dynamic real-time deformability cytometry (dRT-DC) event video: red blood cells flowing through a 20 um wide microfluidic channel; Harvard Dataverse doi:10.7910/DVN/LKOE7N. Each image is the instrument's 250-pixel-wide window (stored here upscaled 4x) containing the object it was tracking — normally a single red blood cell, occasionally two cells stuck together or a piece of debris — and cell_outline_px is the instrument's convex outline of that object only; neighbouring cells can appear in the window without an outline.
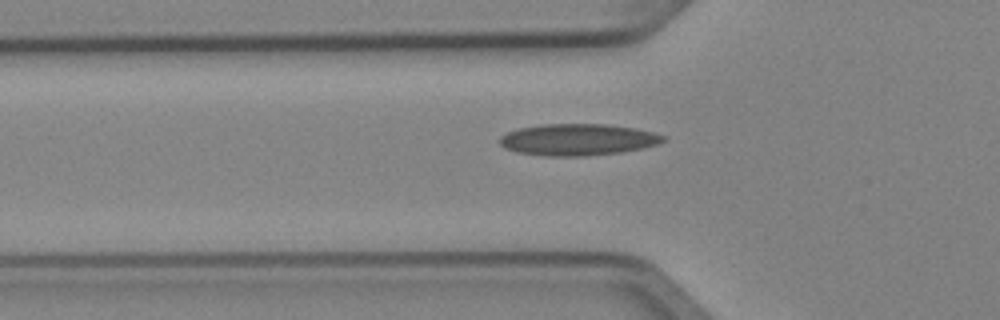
{"species": "Egyptian fruit bat (a non-hibernating species)", "species_latin": "Rousettus aegyptiacus", "temperature_condition": "cold", "stored_images_in_passage": 3, "camera_frame_rate_fps": 3000, "um_per_image_px": 0.085, "animal": {"sex": "female"}, "frame": {"image": 1, "passage_image": 2, "time_ms": 0.333, "image_size_px": [1000, 320], "cell_outline_px": [[668, 140], [644, 148], [620, 152], [584, 156], [544, 156], [516, 152], [504, 148], [500, 144], [500, 136], [508, 132], [520, 128], [544, 124], [604, 124], [636, 128], [668, 136]], "centroid_in_image_um": [49.14, 11.87], "position_along_channel_um": 76.7, "area_um2": 30.23}}
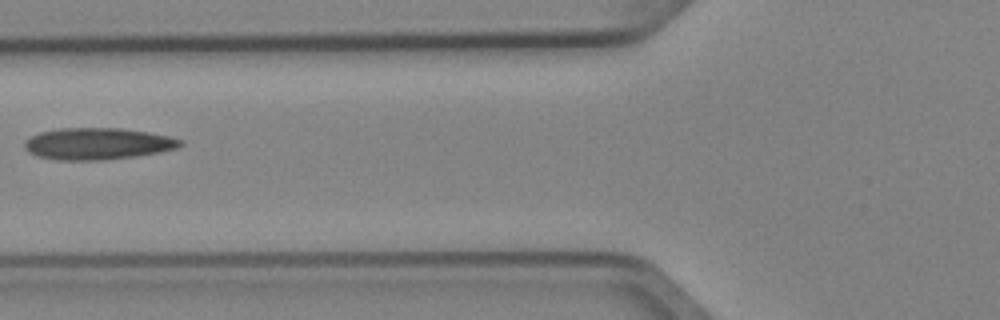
{"frame": {"image": 2, "passage_image": 3, "time_ms": 0.667, "image_size_px": [1000, 320], "cell_outline_px": [[184, 144], [176, 148], [160, 152], [136, 156], [104, 160], [60, 160], [36, 156], [28, 152], [24, 148], [24, 140], [40, 132], [56, 128], [120, 128], [148, 132], [168, 136], [184, 140]], "centroid_in_image_um": [8.29, 12.21], "position_along_channel_um": 117.5, "area_um2": 28.96}}